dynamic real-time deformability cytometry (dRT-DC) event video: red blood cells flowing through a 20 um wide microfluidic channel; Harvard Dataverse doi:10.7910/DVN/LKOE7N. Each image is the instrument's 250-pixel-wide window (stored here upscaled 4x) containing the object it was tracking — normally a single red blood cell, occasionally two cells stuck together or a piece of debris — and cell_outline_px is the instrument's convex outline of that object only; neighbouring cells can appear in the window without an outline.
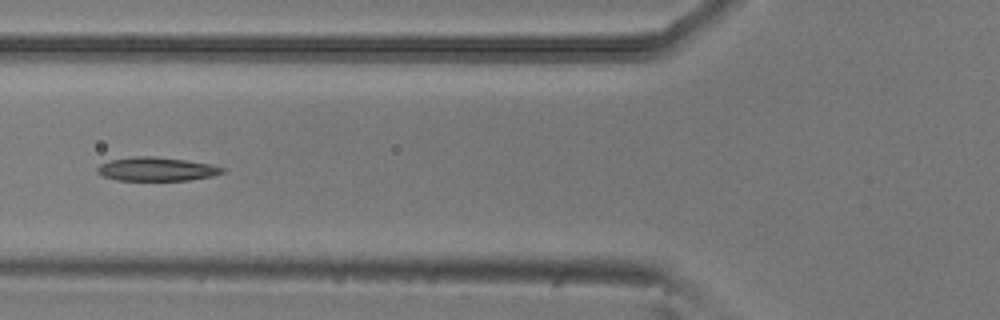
{"species": "common noctule bat (a hibernating species)", "species_latin": "Nyctalus noctula", "temperature_condition": "room temperature", "stored_images_in_passage": 5, "camera_frame_rate_fps": 3000, "um_per_image_px": 0.085, "animal": {"sex": "male", "body_mass_g": 20.5, "forearm_length_mm": 52.5}, "frame": {"image": 1, "passage_image": 5, "time_ms": 1.333, "image_size_px": [1000, 320], "cell_outline_px": [[224, 172], [212, 176], [188, 180], [116, 180], [104, 176], [96, 172], [96, 168], [100, 164], [108, 160], [132, 156], [156, 156], [184, 160], [208, 164], [224, 168]], "centroid_in_image_um": [13.24, 14.36], "position_along_channel_um": 112.6, "area_um2": 17.22}}